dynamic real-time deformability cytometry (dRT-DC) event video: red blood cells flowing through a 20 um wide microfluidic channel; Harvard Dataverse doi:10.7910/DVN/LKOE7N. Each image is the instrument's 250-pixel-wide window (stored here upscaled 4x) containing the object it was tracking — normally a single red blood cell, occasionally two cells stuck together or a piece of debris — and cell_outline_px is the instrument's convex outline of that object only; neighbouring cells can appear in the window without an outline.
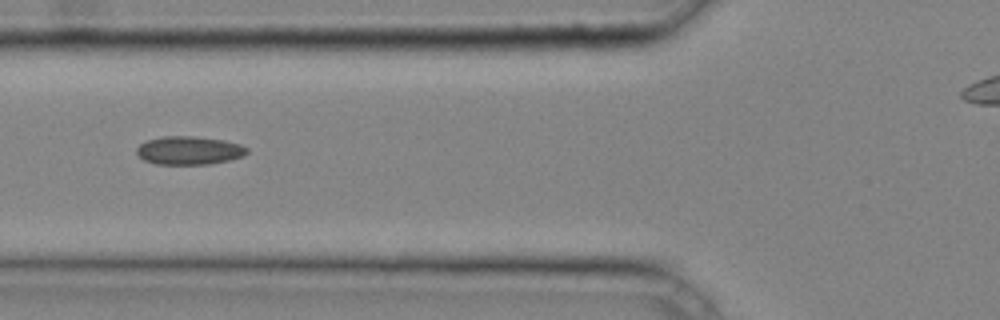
{"species": "common noctule bat (a hibernating species)", "species_latin": "Nyctalus noctula", "temperature_condition": "cold", "stored_images_in_passage": 19, "camera_frame_rate_fps": 3000, "um_per_image_px": 0.085, "animal": {"sex": "male", "body_mass_g": 20.4}, "frame": {"image": 1, "passage_image": 14, "time_ms": 4.333, "image_size_px": [1000, 320], "cell_outline_px": [[248, 152], [244, 156], [228, 160], [208, 164], [156, 164], [144, 160], [136, 152], [136, 148], [140, 144], [148, 140], [160, 136], [196, 136], [224, 140], [240, 144], [248, 148]], "centroid_in_image_um": [16.08, 12.78], "position_along_channel_um": 109.7, "area_um2": 18.26}}
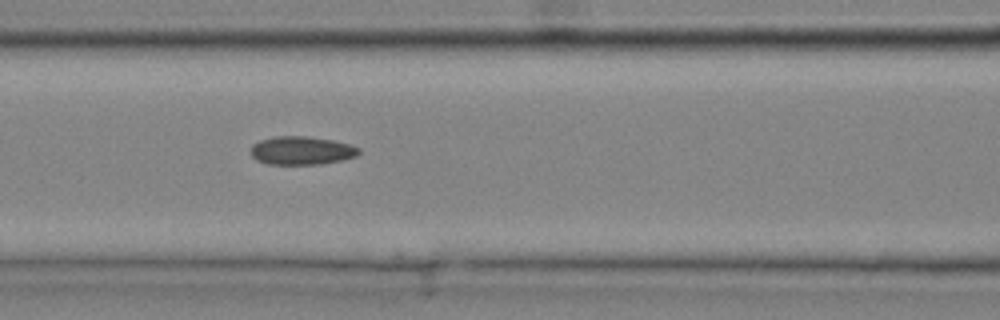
{"frame": {"image": 2, "passage_image": 16, "time_ms": 5.0, "image_size_px": [1000, 320], "cell_outline_px": [[360, 152], [356, 156], [340, 160], [320, 164], [268, 164], [256, 160], [252, 156], [252, 144], [260, 140], [276, 136], [308, 136], [332, 140], [348, 144], [360, 148]], "centroid_in_image_um": [25.62, 12.79], "position_along_channel_um": 141.0, "area_um2": 17.74}}